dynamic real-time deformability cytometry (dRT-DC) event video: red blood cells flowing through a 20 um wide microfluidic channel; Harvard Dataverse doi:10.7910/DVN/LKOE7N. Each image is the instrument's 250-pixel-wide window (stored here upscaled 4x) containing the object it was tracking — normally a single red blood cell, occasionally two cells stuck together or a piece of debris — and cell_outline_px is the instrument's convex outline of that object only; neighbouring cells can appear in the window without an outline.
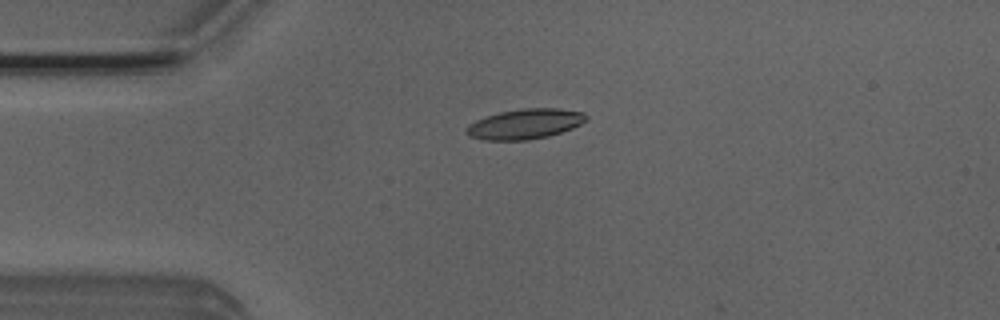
{"species": "Egyptian fruit bat (a non-hibernating species)", "species_latin": "Rousettus aegyptiacus", "temperature_condition": "room temperature", "stored_images_in_passage": 42, "camera_frame_rate_fps": 3000, "um_per_image_px": 0.085, "animal": {"sex": "male"}, "frame": {"image": 1, "passage_image": 2, "time_ms": 0.333, "image_size_px": [1000, 320], "cell_outline_px": [[588, 120], [572, 128], [548, 136], [528, 140], [484, 140], [468, 136], [464, 132], [464, 128], [468, 124], [476, 120], [500, 112], [520, 108], [560, 108], [584, 112], [588, 116]], "centroid_in_image_um": [44.61, 10.53], "position_along_channel_um": 40.4, "area_um2": 21.21}}
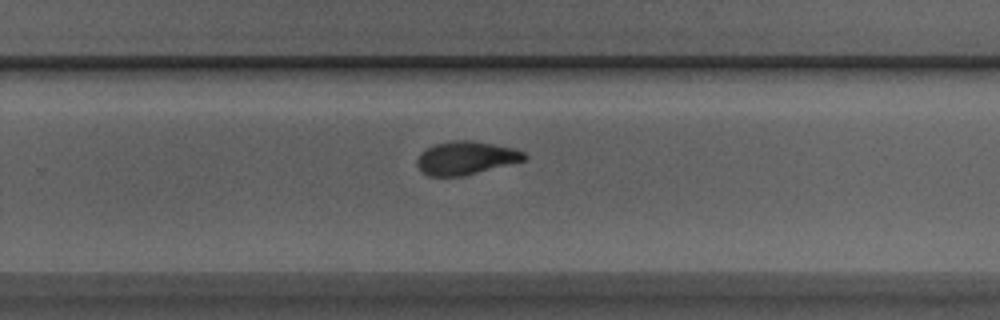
{"frame": {"image": 2, "passage_image": 23, "time_ms": 7.333, "image_size_px": [1000, 320], "cell_outline_px": [[528, 156], [524, 160], [464, 176], [428, 176], [420, 172], [416, 164], [416, 160], [420, 152], [432, 144], [452, 140], [468, 140], [492, 144], [512, 148], [524, 152]], "centroid_in_image_um": [39.52, 13.43], "position_along_channel_um": 290.3, "area_um2": 20.87}}
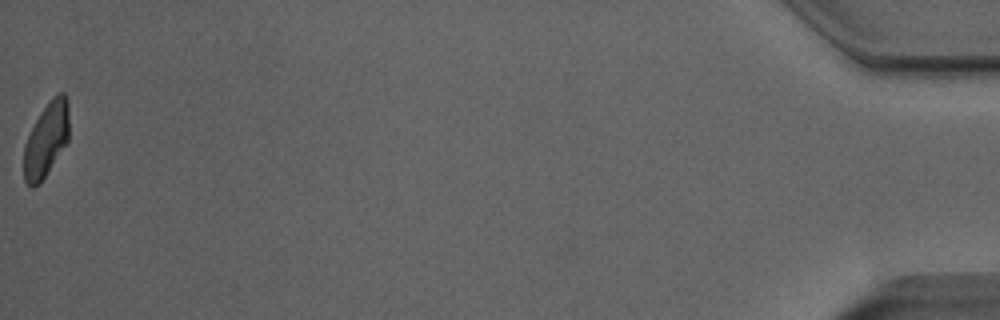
{"frame": {"image": 3, "passage_image": 42, "time_ms": 13.667, "image_size_px": [1000, 320], "cell_outline_px": [[68, 140], [44, 176], [32, 188], [24, 180], [24, 144], [40, 112], [60, 92], [64, 92], [68, 100]], "centroid_in_image_um": [3.92, 11.85], "position_along_channel_um": 431.3, "area_um2": 18.84}, "authors_computed_cell_mechanics": {"area_um2": 20.7502, "velocity_mm_per_s": 3.912, "shape_relaxation_time_tau1_ms": 3.6567, "shape_relaxation_time_tau2_ms": 2.1344, "deformation_change_tau1": 0.144, "deformation_change_tau2": 0.0748}}